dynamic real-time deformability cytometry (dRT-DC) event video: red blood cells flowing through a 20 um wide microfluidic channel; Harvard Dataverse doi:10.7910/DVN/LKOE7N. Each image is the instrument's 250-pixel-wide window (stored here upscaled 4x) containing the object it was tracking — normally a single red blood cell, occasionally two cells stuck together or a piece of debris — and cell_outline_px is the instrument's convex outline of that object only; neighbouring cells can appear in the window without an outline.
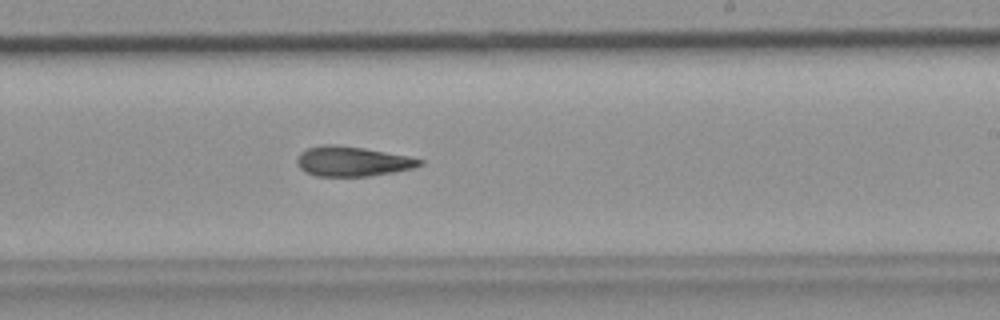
{"species": "common noctule bat (a hibernating species)", "species_latin": "Nyctalus noctula", "temperature_condition": "room temperature", "stored_images_in_passage": 46, "camera_frame_rate_fps": 3000, "um_per_image_px": 0.085, "animal": {"sex": "female", "body_mass_g": 19.9}, "frame": {"image": 1, "passage_image": 27, "time_ms": 8.667, "image_size_px": [1000, 320], "cell_outline_px": [[424, 164], [416, 168], [368, 176], [316, 176], [304, 172], [296, 164], [296, 160], [300, 152], [308, 148], [324, 144], [332, 144], [364, 148], [408, 156], [424, 160]], "centroid_in_image_um": [29.95, 13.72], "position_along_channel_um": 259.1, "area_um2": 21.44}}